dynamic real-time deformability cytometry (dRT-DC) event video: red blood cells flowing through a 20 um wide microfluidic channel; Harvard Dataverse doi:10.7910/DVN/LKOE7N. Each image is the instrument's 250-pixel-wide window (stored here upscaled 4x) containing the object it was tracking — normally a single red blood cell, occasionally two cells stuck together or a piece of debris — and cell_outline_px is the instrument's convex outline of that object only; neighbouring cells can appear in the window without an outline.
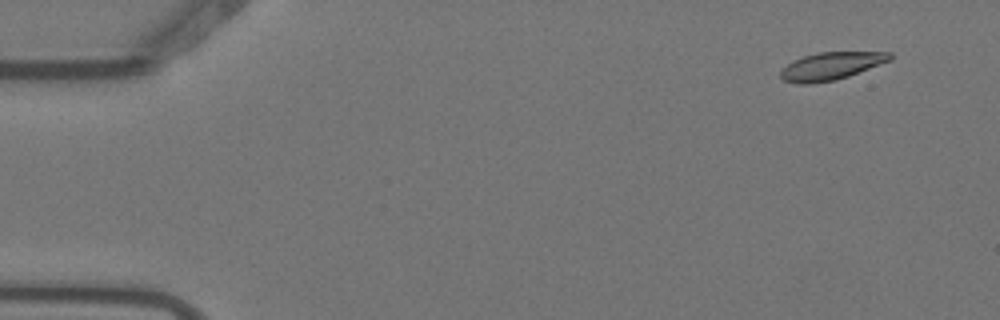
{"species": "Egyptian fruit bat (a non-hibernating species)", "species_latin": "Rousettus aegyptiacus", "temperature_condition": "warm", "stored_images_in_passage": 5, "camera_frame_rate_fps": 3000, "um_per_image_px": 0.085, "animal": {"sex": "female"}, "frame": {"image": 1, "passage_image": 1, "time_ms": 0.0, "image_size_px": [1000, 320], "cell_outline_px": [[892, 60], [848, 76], [836, 80], [808, 84], [800, 84], [784, 80], [780, 76], [780, 72], [792, 60], [816, 52], [892, 52]], "centroid_in_image_um": [70.65, 5.61], "position_along_channel_um": 14.3, "area_um2": 17.57}}
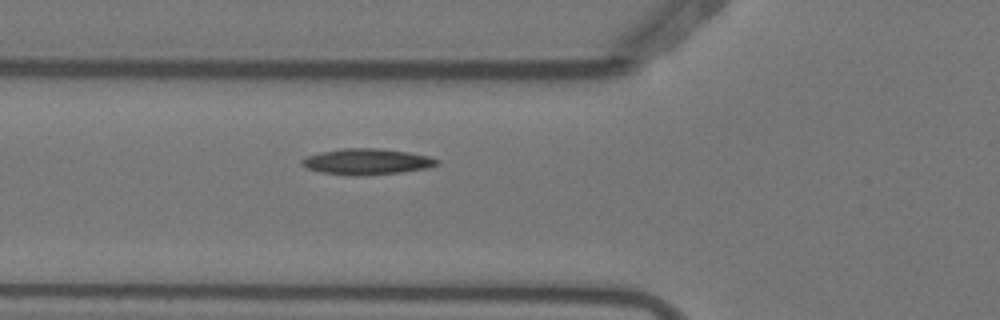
{"frame": {"image": 2, "passage_image": 5, "time_ms": 1.333, "image_size_px": [1000, 320], "cell_outline_px": [[440, 164], [424, 168], [400, 172], [360, 176], [356, 176], [320, 172], [308, 168], [300, 164], [300, 160], [304, 156], [320, 152], [344, 148], [380, 148], [408, 152], [432, 156], [440, 160]], "centroid_in_image_um": [31.17, 13.73], "position_along_channel_um": 94.6, "area_um2": 20.58}}